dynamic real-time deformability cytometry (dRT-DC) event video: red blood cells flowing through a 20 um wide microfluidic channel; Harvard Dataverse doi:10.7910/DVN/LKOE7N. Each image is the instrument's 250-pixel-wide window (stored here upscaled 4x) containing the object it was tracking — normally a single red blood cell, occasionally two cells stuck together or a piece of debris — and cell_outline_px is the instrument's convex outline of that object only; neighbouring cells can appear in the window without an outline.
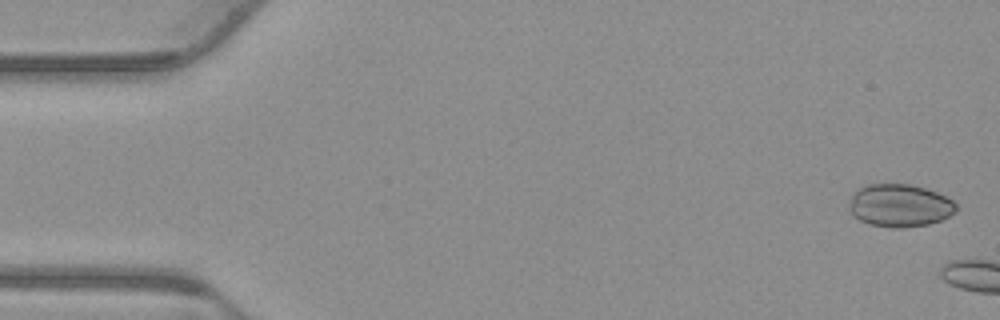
{"species": "common noctule bat (a hibernating species)", "species_latin": "Nyctalus noctula", "temperature_condition": "warm", "stored_images_in_passage": 8, "camera_frame_rate_fps": 3000, "um_per_image_px": 0.085, "animal": {"sex": "male", "body_mass_g": 23.1, "forearm_length_mm": 52.7}, "frame": {"image": 1, "passage_image": 2, "time_ms": 0.333, "image_size_px": [1000, 320], "cell_outline_px": [[956, 212], [940, 220], [928, 224], [900, 228], [892, 228], [872, 224], [860, 220], [852, 216], [848, 208], [848, 204], [852, 192], [868, 184], [908, 184], [924, 188], [936, 192], [952, 200], [956, 204]], "centroid_in_image_um": [76.43, 17.47], "position_along_channel_um": 8.6, "area_um2": 26.65}}